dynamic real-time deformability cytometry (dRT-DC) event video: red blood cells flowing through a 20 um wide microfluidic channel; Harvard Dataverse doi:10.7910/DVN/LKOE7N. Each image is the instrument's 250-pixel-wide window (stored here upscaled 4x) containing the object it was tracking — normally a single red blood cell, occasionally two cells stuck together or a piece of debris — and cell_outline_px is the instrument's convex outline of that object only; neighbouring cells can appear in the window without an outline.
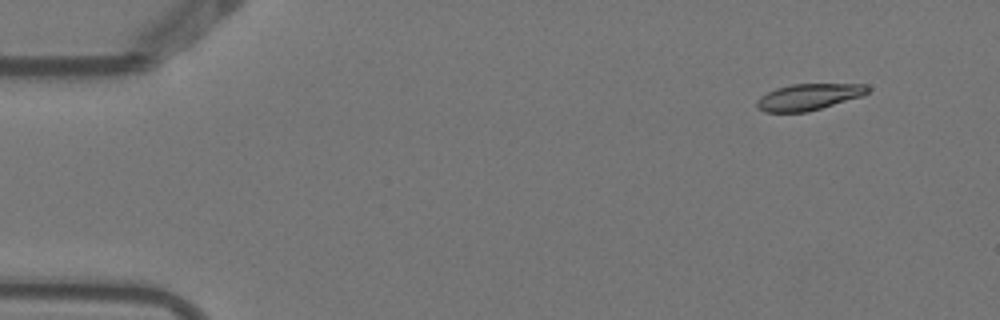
{"species": "Egyptian fruit bat (a non-hibernating species)", "species_latin": "Rousettus aegyptiacus", "temperature_condition": "warm", "stored_images_in_passage": 3, "camera_frame_rate_fps": 3000, "um_per_image_px": 0.085, "animal": {"sex": "female"}, "frame": {"image": 1, "passage_image": 1, "time_ms": 0.0, "image_size_px": [1000, 320], "cell_outline_px": [[872, 88], [868, 92], [860, 96], [808, 112], [764, 112], [756, 104], [756, 100], [760, 96], [776, 88], [792, 84], [868, 84]], "centroid_in_image_um": [68.74, 8.23], "position_along_channel_um": 16.3, "area_um2": 16.94}}
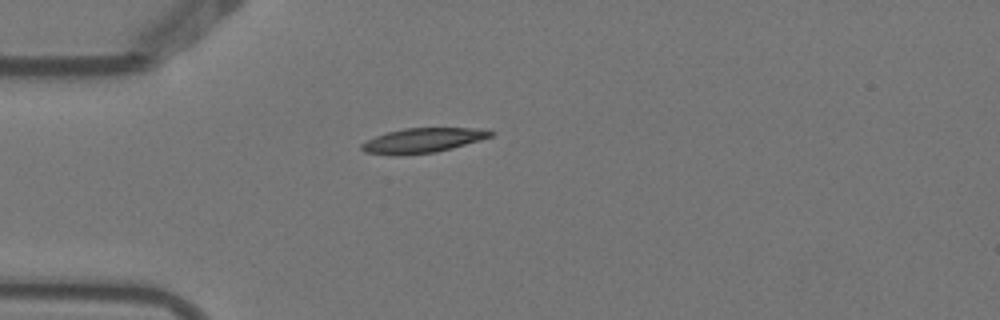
{"frame": {"image": 2, "passage_image": 3, "time_ms": 0.667, "image_size_px": [1000, 320], "cell_outline_px": [[496, 132], [492, 136], [480, 140], [452, 148], [436, 152], [404, 156], [396, 156], [364, 152], [360, 148], [360, 144], [376, 136], [388, 132], [404, 128], [488, 128]], "centroid_in_image_um": [35.96, 11.94], "position_along_channel_um": 49.0, "area_um2": 18.84}}